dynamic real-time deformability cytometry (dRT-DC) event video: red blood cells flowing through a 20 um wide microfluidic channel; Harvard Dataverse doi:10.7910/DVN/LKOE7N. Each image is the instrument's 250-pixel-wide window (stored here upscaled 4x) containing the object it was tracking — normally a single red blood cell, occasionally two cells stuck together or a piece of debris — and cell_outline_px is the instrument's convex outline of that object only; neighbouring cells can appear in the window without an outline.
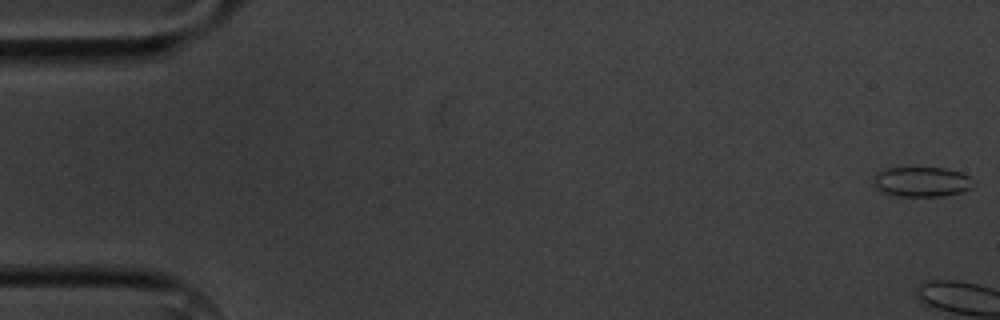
{"species": "common noctule bat (a hibernating species)", "species_latin": "Nyctalus noctula", "temperature_condition": "cold", "stored_images_in_passage": 4, "segment_of_instrument_passage": [2, 2], "camera_frame_rate_fps": 3000, "um_per_image_px": 0.085, "animal": {"sex": "male", "body_mass_g": 20.1, "forearm_length_mm": 53.5}, "frame": {"image": 1, "passage_image": 4, "time_ms": 3.667, "image_size_px": [1000, 320], "cell_outline_px": [[976, 184], [972, 188], [964, 192], [944, 196], [900, 196], [884, 192], [876, 188], [872, 176], [876, 172], [884, 168], [944, 168], [960, 172], [968, 176]], "centroid_in_image_um": [78.36, 15.45], "position_along_channel_um": 6.6, "area_um2": 17.57}}